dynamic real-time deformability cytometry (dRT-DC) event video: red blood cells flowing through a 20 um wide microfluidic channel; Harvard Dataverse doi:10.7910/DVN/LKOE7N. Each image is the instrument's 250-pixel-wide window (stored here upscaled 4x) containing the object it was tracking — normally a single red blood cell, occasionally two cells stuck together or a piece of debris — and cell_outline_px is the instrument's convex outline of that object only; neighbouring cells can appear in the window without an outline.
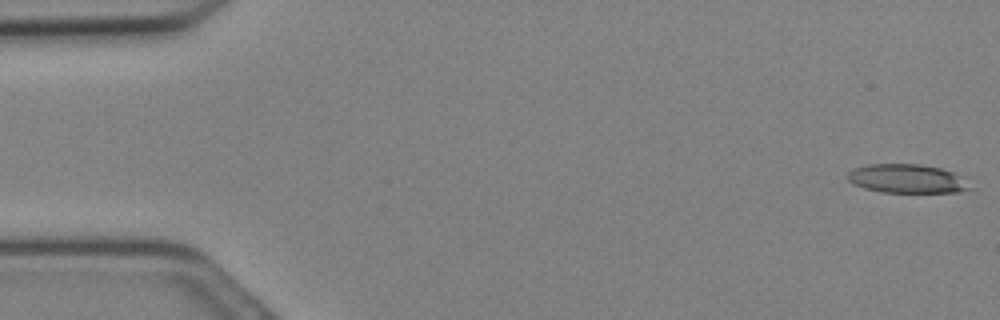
{"species": "Egyptian fruit bat (a non-hibernating species)", "species_latin": "Rousettus aegyptiacus", "temperature_condition": "cold", "stored_images_in_passage": 10, "camera_frame_rate_fps": 3000, "um_per_image_px": 0.085, "animal": {"sex": "female"}, "frame": {"image": 1, "passage_image": 1, "time_ms": 0.0, "image_size_px": [1000, 320], "cell_outline_px": [[976, 188], [956, 192], [880, 192], [864, 188], [852, 184], [848, 180], [848, 172], [856, 168], [868, 164], [920, 164], [940, 168], [952, 172]], "centroid_in_image_um": [77.09, 15.19], "position_along_channel_um": 7.9, "area_um2": 20.46}}